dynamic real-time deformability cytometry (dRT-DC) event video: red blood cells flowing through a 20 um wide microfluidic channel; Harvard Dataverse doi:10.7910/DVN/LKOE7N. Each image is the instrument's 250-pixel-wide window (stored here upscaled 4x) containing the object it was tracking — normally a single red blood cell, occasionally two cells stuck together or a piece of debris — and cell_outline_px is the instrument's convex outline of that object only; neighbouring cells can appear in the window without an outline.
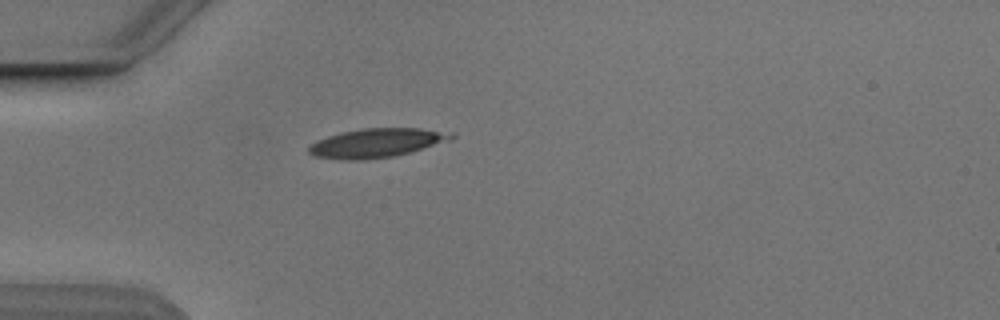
{"species": "Egyptian fruit bat (a non-hibernating species)", "species_latin": "Rousettus aegyptiacus", "temperature_condition": "cold", "stored_images_in_passage": 5, "camera_frame_rate_fps": 3000, "um_per_image_px": 0.085, "animal": {"sex": "male"}, "frame": {"image": 1, "passage_image": 5, "time_ms": 5.333, "image_size_px": [1000, 320], "cell_outline_px": [[456, 136], [452, 140], [408, 152], [392, 156], [364, 160], [352, 160], [316, 156], [308, 152], [308, 148], [316, 140], [340, 132], [364, 128], [420, 128], [452, 132]], "centroid_in_image_um": [32.04, 12.13], "position_along_channel_um": 53.0, "area_um2": 23.87}}